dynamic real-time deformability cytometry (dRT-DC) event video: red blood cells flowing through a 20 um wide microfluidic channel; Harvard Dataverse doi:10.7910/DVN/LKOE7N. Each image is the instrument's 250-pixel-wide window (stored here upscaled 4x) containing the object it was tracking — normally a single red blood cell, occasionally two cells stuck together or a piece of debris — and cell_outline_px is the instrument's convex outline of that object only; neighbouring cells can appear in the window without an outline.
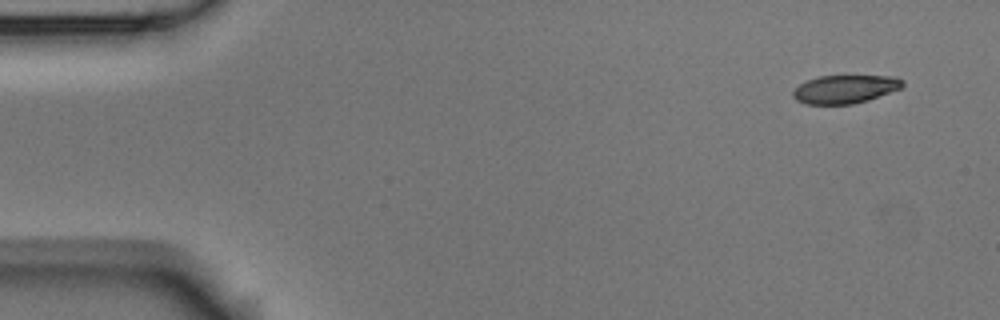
{"species": "Egyptian fruit bat (a non-hibernating species)", "species_latin": "Rousettus aegyptiacus", "temperature_condition": "room temperature", "stored_images_in_passage": 4, "camera_frame_rate_fps": 3000, "um_per_image_px": 0.085, "animal": {"sex": "male"}, "frame": {"image": 1, "passage_image": 1, "time_ms": 0.0, "image_size_px": [1000, 320], "cell_outline_px": [[904, 84], [900, 88], [868, 100], [852, 104], [804, 104], [796, 100], [792, 96], [792, 92], [800, 84], [808, 80], [820, 76], [896, 76], [904, 80]], "centroid_in_image_um": [71.82, 7.58], "position_along_channel_um": 13.2, "area_um2": 17.98}}
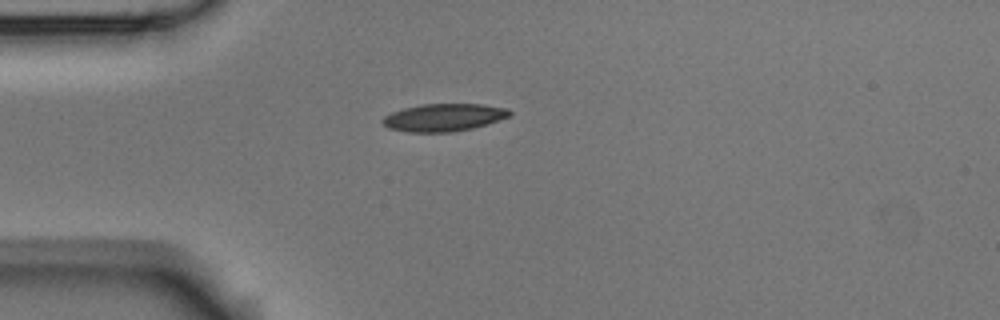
{"frame": {"image": 2, "passage_image": 4, "time_ms": 3.667, "image_size_px": [1000, 320], "cell_outline_px": [[512, 116], [472, 128], [452, 132], [408, 132], [388, 128], [380, 120], [384, 116], [392, 112], [404, 108], [424, 104], [484, 104], [508, 108], [512, 112]], "centroid_in_image_um": [37.74, 9.98], "position_along_channel_um": 47.3, "area_um2": 20.46}}